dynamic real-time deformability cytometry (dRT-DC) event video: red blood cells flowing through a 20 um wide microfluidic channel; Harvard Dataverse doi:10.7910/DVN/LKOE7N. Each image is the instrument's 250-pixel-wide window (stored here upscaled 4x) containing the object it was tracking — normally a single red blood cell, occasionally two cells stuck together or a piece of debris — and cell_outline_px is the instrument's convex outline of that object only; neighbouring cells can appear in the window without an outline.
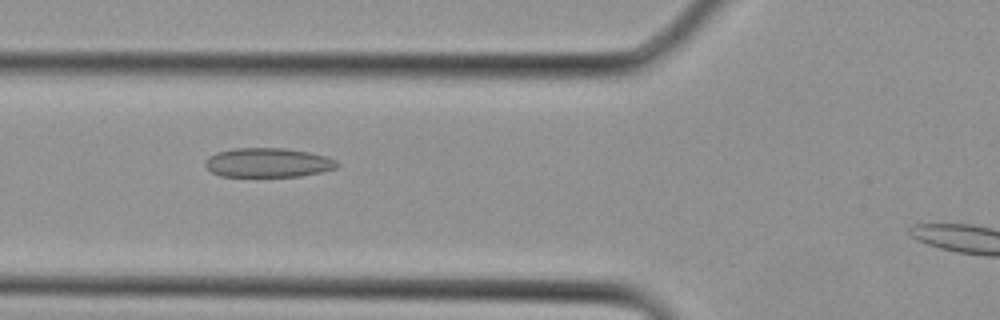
{"species": "Egyptian fruit bat (a non-hibernating species)", "species_latin": "Rousettus aegyptiacus", "temperature_condition": "cold", "stored_images_in_passage": 6, "camera_frame_rate_fps": 3000, "um_per_image_px": 0.085, "animal": {"sex": "female"}, "frame": {"image": 1, "passage_image": 6, "time_ms": 1.667, "image_size_px": [1000, 320], "cell_outline_px": [[340, 164], [336, 168], [324, 172], [300, 176], [220, 176], [212, 172], [204, 164], [208, 156], [216, 152], [236, 148], [284, 148], [308, 152], [328, 156], [336, 160]], "centroid_in_image_um": [22.81, 13.82], "position_along_channel_um": 103.0, "area_um2": 22.6}}